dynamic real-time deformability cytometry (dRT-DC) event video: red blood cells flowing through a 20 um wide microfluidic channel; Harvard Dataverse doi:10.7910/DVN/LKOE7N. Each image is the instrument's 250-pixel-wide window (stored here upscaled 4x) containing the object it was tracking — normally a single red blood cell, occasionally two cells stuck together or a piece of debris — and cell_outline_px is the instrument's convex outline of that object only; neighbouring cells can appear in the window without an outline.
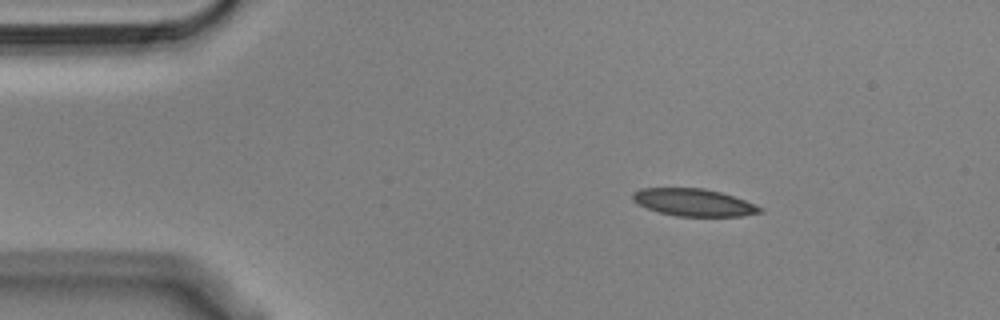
{"species": "Egyptian fruit bat (a non-hibernating species)", "species_latin": "Rousettus aegyptiacus", "temperature_condition": "cold", "stored_images_in_passage": 47, "camera_frame_rate_fps": 3000, "um_per_image_px": 0.085, "animal": {"sex": "male"}, "frame": {"image": 1, "passage_image": 1, "time_ms": 0.0, "image_size_px": [1000, 320], "cell_outline_px": [[764, 212], [744, 216], [676, 216], [660, 212], [648, 208], [632, 200], [632, 192], [640, 188], [704, 188], [720, 192], [744, 200], [760, 208]], "centroid_in_image_um": [58.94, 17.2], "position_along_channel_um": 26.1, "area_um2": 20.06}}
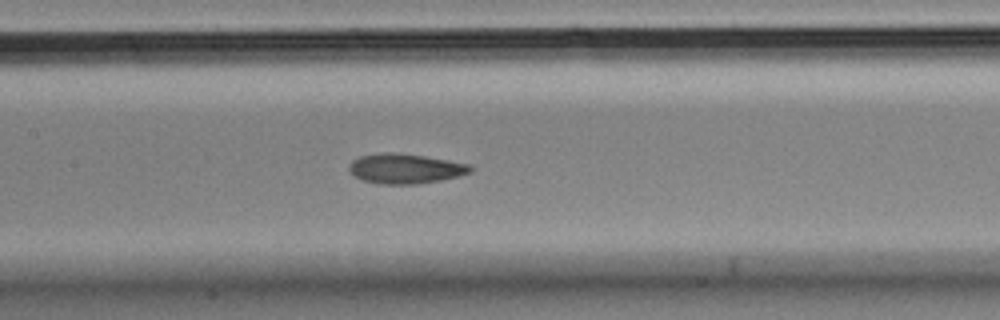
{"frame": {"image": 2, "passage_image": 18, "time_ms": 5.667, "image_size_px": [1000, 320], "cell_outline_px": [[472, 172], [460, 176], [440, 180], [416, 184], [380, 184], [364, 180], [356, 176], [348, 168], [352, 160], [360, 156], [388, 152], [392, 152], [424, 156], [472, 164]], "centroid_in_image_um": [34.5, 14.33], "position_along_channel_um": 172.9, "area_um2": 20.98}}
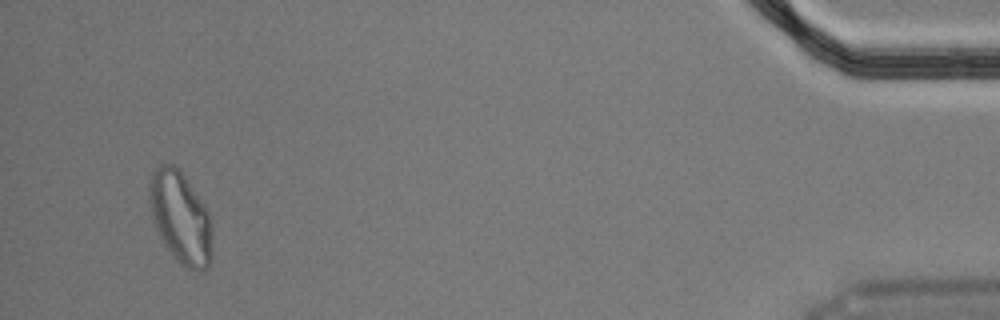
{"frame": {"image": 3, "passage_image": 45, "time_ms": 14.667, "image_size_px": [1000, 320], "cell_outline_px": [[212, 260], [200, 272], [188, 268], [180, 264], [176, 260], [164, 244], [160, 236], [152, 216], [148, 200], [148, 184], [152, 172], [160, 164], [172, 164], [184, 176], [204, 204], [208, 212], [212, 232]], "centroid_in_image_um": [15.33, 18.5], "position_along_channel_um": 419.9, "area_um2": 33.58}, "authors_computed_cell_mechanics": {"area_um2": 20.9814, "velocity_mm_per_s": 3.6093, "shape_relaxation_time_tau1_ms": 9.2908, "shape_relaxation_time_tau2_ms": 2.8673, "deformation_change_tau1": 0.1747, "deformation_change_tau2": 0.0835}}